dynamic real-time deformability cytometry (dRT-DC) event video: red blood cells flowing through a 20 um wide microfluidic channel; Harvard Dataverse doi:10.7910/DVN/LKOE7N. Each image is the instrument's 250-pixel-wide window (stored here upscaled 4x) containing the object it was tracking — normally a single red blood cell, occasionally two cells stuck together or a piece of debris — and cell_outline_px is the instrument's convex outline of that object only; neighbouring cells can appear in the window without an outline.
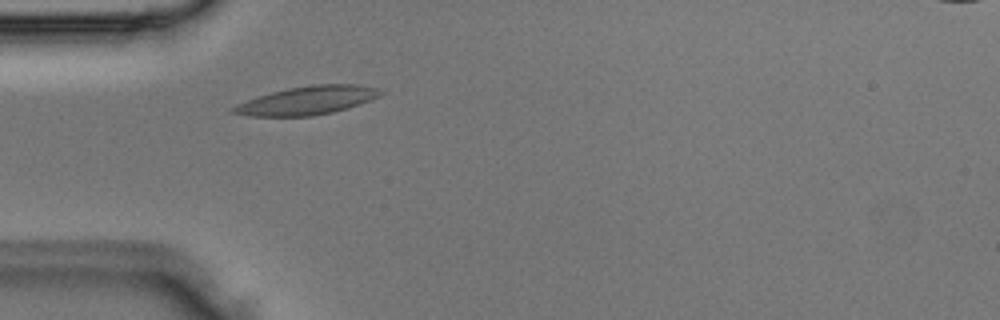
{"species": "Egyptian fruit bat (a non-hibernating species)", "species_latin": "Rousettus aegyptiacus", "temperature_condition": "room temperature", "stored_images_in_passage": 2, "camera_frame_rate_fps": 3000, "um_per_image_px": 0.085, "animal": {"sex": "male"}, "frame": {"image": 1, "passage_image": 2, "time_ms": 0.333, "image_size_px": [1000, 320], "cell_outline_px": [[384, 92], [380, 96], [360, 104], [332, 112], [312, 116], [248, 116], [232, 112], [232, 108], [236, 104], [272, 92], [288, 88], [316, 84], [356, 84], [376, 88]], "centroid_in_image_um": [26.14, 8.54], "position_along_channel_um": 58.9, "area_um2": 24.04}}